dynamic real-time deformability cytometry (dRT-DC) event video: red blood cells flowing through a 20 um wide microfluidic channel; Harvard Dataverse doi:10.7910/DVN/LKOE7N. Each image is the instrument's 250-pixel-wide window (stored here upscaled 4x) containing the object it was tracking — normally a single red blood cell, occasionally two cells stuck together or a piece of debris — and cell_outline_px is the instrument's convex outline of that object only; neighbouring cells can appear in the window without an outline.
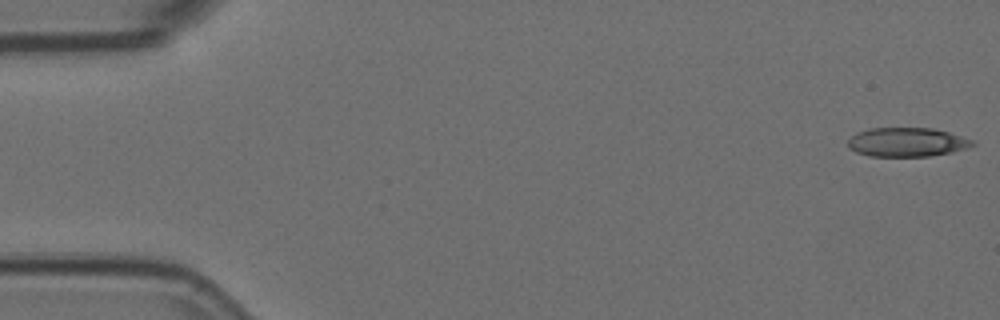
{"species": "Egyptian fruit bat (a non-hibernating species)", "species_latin": "Rousettus aegyptiacus", "temperature_condition": "room temperature", "stored_images_in_passage": 8, "camera_frame_rate_fps": 3000, "um_per_image_px": 0.085, "animal": {"sex": "female"}, "frame": {"image": 1, "passage_image": 1, "time_ms": 0.0, "image_size_px": [1000, 320], "cell_outline_px": [[976, 144], [968, 148], [952, 152], [928, 156], [868, 156], [856, 152], [848, 148], [848, 140], [856, 132], [868, 128], [932, 128], [948, 132], [976, 140]], "centroid_in_image_um": [77.1, 12.08], "position_along_channel_um": 7.9, "area_um2": 21.27}}